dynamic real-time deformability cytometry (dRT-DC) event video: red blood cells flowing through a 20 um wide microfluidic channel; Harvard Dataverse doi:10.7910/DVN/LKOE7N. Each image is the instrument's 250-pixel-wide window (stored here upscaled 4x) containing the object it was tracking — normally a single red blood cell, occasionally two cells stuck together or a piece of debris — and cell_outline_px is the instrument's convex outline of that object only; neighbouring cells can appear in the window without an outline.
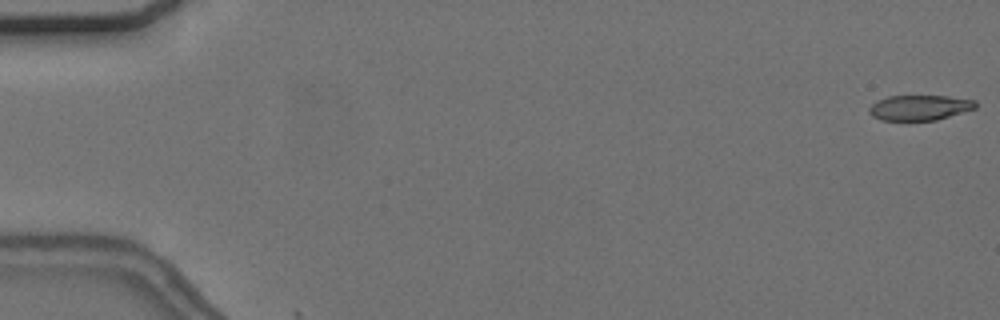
{"species": "common noctule bat (a hibernating species)", "species_latin": "Nyctalus noctula", "temperature_condition": "cold", "stored_images_in_passage": 2, "camera_frame_rate_fps": 3000, "um_per_image_px": 0.085, "animal": {"sex": "female", "body_mass_g": 24.6, "forearm_length_mm": 56.2}, "frame": {"image": 1, "passage_image": 1, "time_ms": 0.0, "image_size_px": [1000, 320], "cell_outline_px": [[976, 108], [936, 120], [880, 120], [872, 116], [868, 112], [868, 108], [876, 100], [888, 96], [948, 96], [976, 100]], "centroid_in_image_um": [78.13, 9.14], "position_along_channel_um": 6.9, "area_um2": 15.66}}